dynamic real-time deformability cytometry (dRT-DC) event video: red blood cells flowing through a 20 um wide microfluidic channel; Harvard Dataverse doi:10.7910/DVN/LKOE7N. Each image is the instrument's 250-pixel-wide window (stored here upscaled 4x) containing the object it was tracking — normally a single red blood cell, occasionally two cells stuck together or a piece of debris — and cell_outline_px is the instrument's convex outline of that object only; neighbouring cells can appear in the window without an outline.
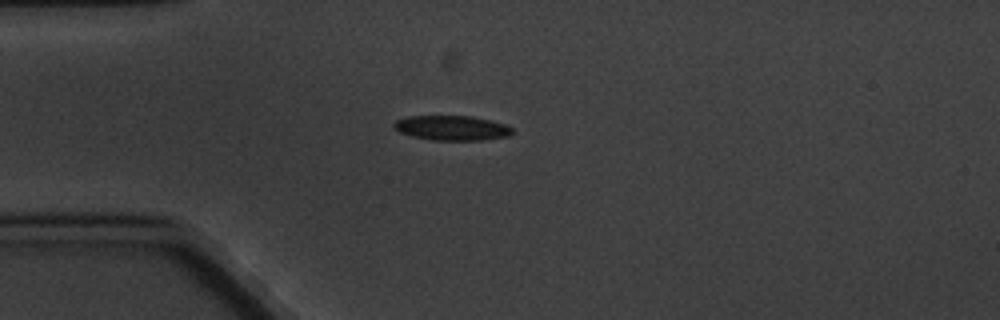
{"species": "common noctule bat (a hibernating species)", "species_latin": "Nyctalus noctula", "temperature_condition": "cold", "stored_images_in_passage": 1, "camera_frame_rate_fps": 3000, "um_per_image_px": 0.085, "animal": {"sex": "male", "body_mass_g": 20.1, "forearm_length_mm": 53.5}, "frame": {"image": 1, "passage_image": 1, "time_ms": 0.0, "image_size_px": [1000, 320], "cell_outline_px": [[516, 132], [508, 136], [480, 140], [432, 140], [412, 136], [400, 132], [392, 128], [392, 124], [396, 120], [408, 116], [472, 116], [492, 120], [504, 124], [512, 128]], "centroid_in_image_um": [38.41, 10.87], "position_along_channel_um": 46.6, "area_um2": 17.22}}